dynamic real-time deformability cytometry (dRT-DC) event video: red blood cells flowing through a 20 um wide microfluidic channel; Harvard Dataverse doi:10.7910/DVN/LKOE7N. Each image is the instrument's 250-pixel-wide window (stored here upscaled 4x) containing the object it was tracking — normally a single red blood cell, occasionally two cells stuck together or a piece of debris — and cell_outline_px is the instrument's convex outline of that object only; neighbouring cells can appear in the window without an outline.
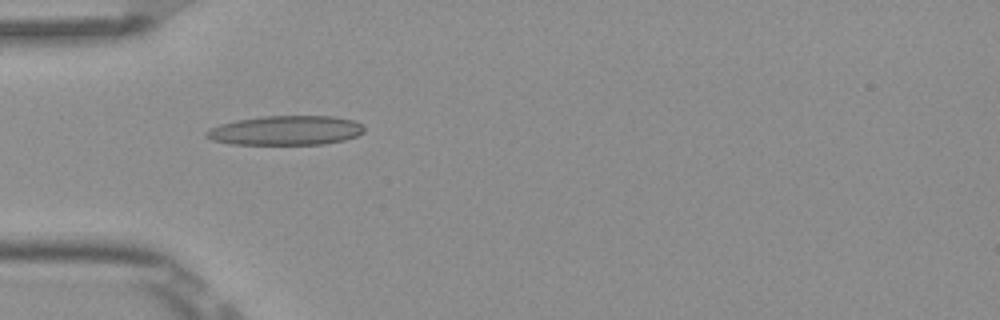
{"species": "Egyptian fruit bat (a non-hibernating species)", "species_latin": "Rousettus aegyptiacus", "temperature_condition": "room temperature", "stored_images_in_passage": 6, "camera_frame_rate_fps": 3000, "um_per_image_px": 0.085, "frame": {"image": 1, "passage_image": 4, "time_ms": 1.0, "image_size_px": [1000, 320], "cell_outline_px": [[364, 132], [356, 136], [344, 140], [324, 144], [232, 144], [212, 140], [204, 136], [204, 132], [220, 124], [236, 120], [260, 116], [332, 116], [356, 120], [364, 128]], "centroid_in_image_um": [24.29, 11.08], "position_along_channel_um": 60.7, "area_um2": 27.11}}
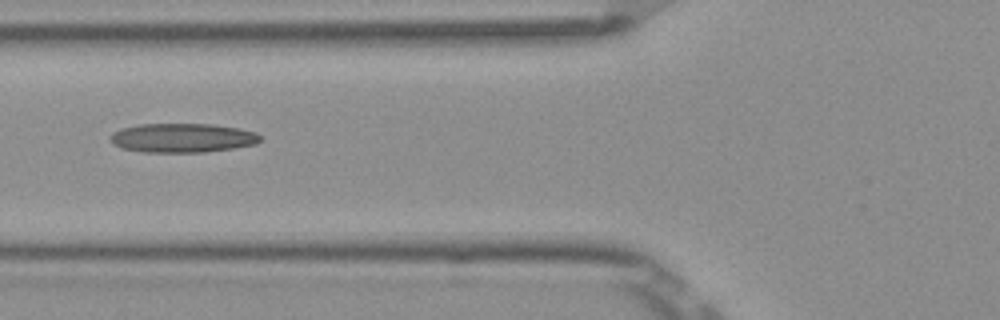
{"frame": {"image": 2, "passage_image": 5, "time_ms": 1.333, "image_size_px": [1000, 320], "cell_outline_px": [[260, 140], [256, 144], [232, 148], [204, 152], [144, 152], [120, 148], [112, 144], [112, 132], [120, 128], [140, 124], [212, 124], [236, 128], [256, 132], [260, 136]], "centroid_in_image_um": [15.48, 11.72], "position_along_channel_um": 110.3, "area_um2": 25.37}}
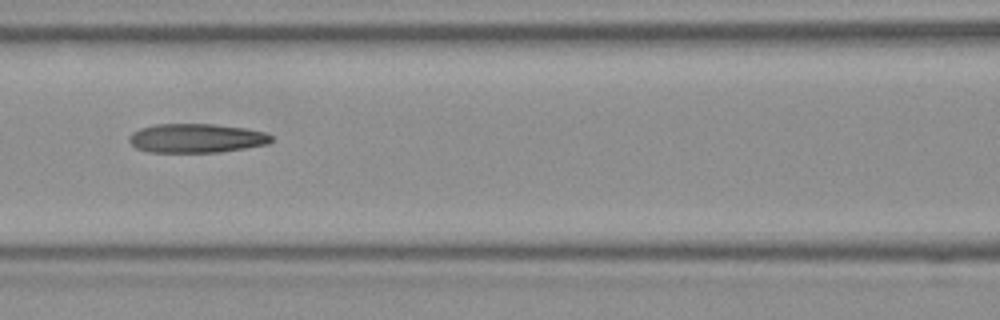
{"frame": {"image": 3, "passage_image": 6, "time_ms": 1.667, "image_size_px": [1000, 320], "cell_outline_px": [[272, 140], [268, 144], [220, 152], [148, 152], [136, 148], [128, 140], [128, 136], [132, 132], [140, 128], [156, 124], [212, 124], [248, 128], [264, 132], [272, 136]], "centroid_in_image_um": [16.67, 11.74], "position_along_channel_um": 149.9, "area_um2": 24.16}}